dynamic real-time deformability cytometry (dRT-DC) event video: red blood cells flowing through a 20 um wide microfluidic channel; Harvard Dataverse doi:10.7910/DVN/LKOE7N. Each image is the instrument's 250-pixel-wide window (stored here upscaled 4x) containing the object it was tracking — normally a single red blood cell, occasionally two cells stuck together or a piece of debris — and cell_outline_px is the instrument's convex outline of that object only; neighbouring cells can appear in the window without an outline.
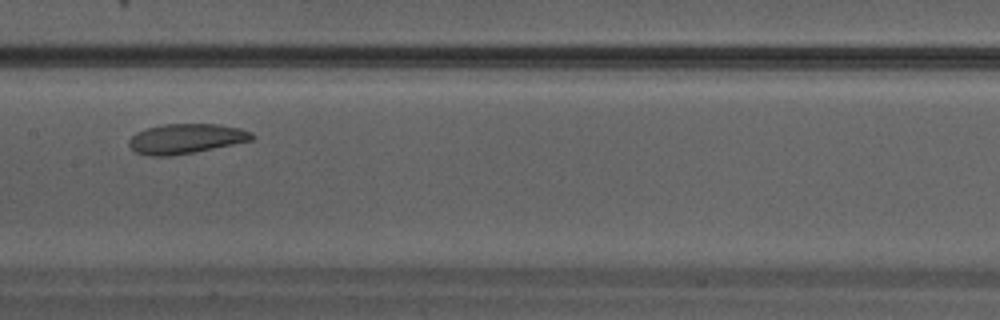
{"species": "Egyptian fruit bat (a non-hibernating species)", "species_latin": "Rousettus aegyptiacus", "temperature_condition": "warm", "stored_images_in_passage": 24, "camera_frame_rate_fps": 3000, "um_per_image_px": 0.085, "animal": {"sex": "male"}, "frame": {"image": 1, "passage_image": 11, "time_ms": 3.333, "image_size_px": [1000, 320], "cell_outline_px": [[256, 136], [252, 140], [172, 156], [148, 156], [136, 152], [128, 144], [128, 140], [136, 132], [148, 128], [164, 124], [216, 124], [240, 128], [252, 132]], "centroid_in_image_um": [15.79, 11.78], "position_along_channel_um": 191.6, "area_um2": 21.21}}
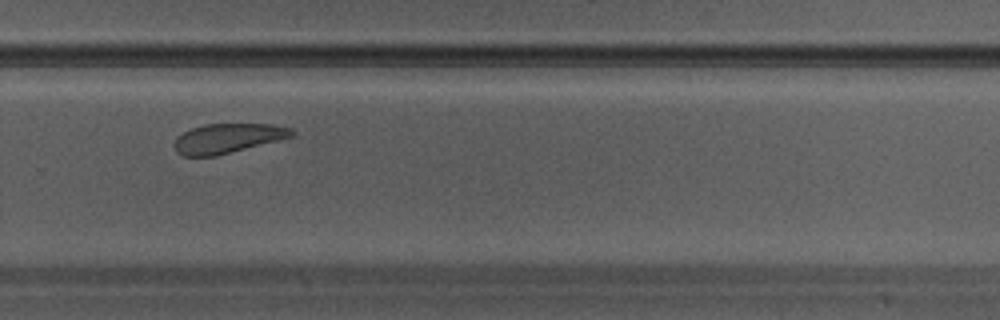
{"frame": {"image": 2, "passage_image": 17, "time_ms": 5.333, "image_size_px": [1000, 320], "cell_outline_px": [[296, 132], [292, 136], [216, 156], [184, 156], [176, 152], [172, 144], [176, 136], [192, 128], [204, 124], [272, 124], [292, 128]], "centroid_in_image_um": [19.3, 11.75], "position_along_channel_um": 310.5, "area_um2": 20.17}}
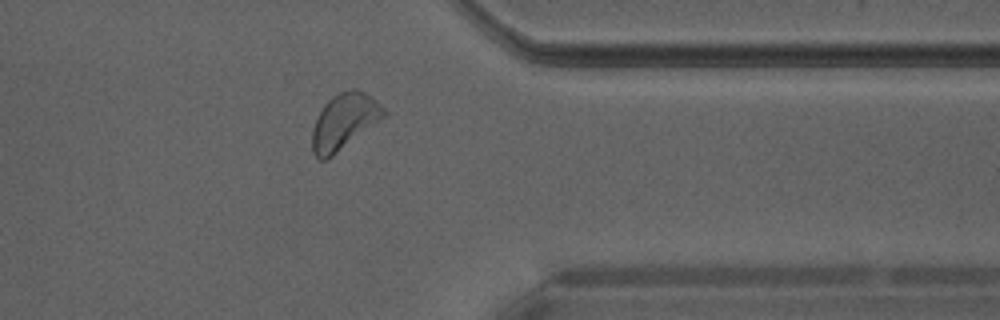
{"frame": {"image": 3, "passage_image": 21, "time_ms": 6.667, "image_size_px": [1000, 320], "cell_outline_px": [[388, 112], [384, 116], [328, 160], [320, 160], [312, 152], [312, 128], [324, 104], [332, 96], [340, 92], [352, 88], [356, 88], [372, 96]], "centroid_in_image_um": [29.23, 10.32], "position_along_channel_um": 382.2, "area_um2": 23.12}}